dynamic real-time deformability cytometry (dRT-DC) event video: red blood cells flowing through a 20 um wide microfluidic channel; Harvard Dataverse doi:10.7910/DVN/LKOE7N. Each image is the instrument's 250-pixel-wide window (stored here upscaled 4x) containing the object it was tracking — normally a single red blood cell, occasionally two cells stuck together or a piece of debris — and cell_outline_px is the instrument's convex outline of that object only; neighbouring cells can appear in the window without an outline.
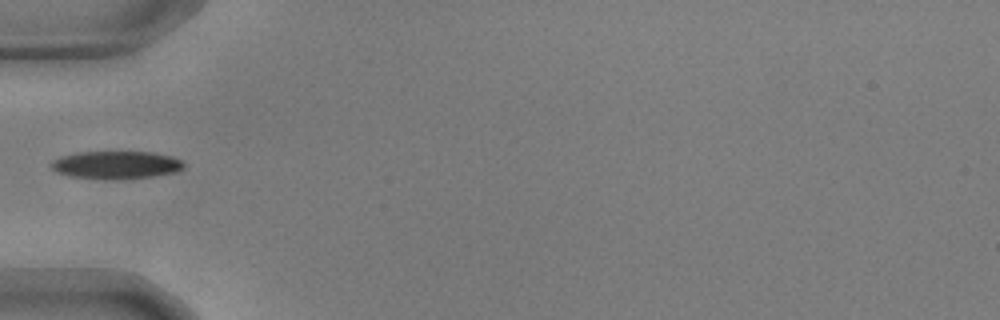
{"species": "common noctule bat (a hibernating species)", "species_latin": "Nyctalus noctula", "temperature_condition": "warm", "stored_images_in_passage": 38, "camera_frame_rate_fps": 3000, "um_per_image_px": 0.085, "animal": {"sex": "male", "body_mass_g": 17.9, "forearm_length_mm": 54.2}, "frame": {"image": 1, "passage_image": 1, "time_ms": 0.0, "image_size_px": [1000, 320], "cell_outline_px": [[184, 168], [176, 172], [152, 176], [112, 180], [68, 176], [56, 172], [52, 168], [52, 160], [60, 156], [76, 152], [152, 152], [172, 156], [184, 160]], "centroid_in_image_um": [9.88, 14.02], "position_along_channel_um": 75.1, "area_um2": 21.68}}
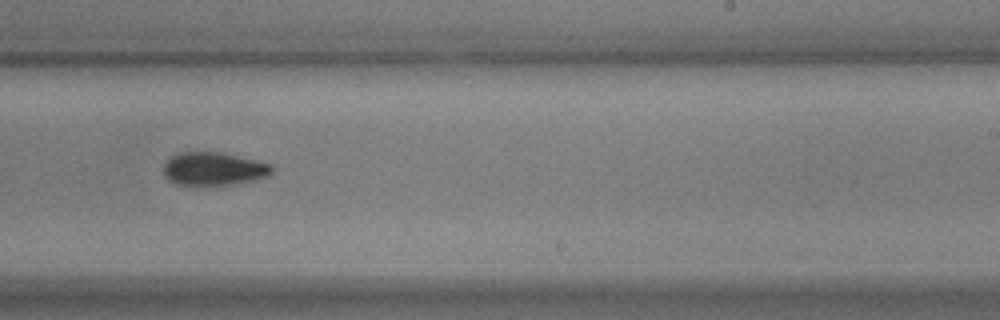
{"frame": {"image": 2, "passage_image": 17, "time_ms": 5.333, "image_size_px": [1000, 320], "cell_outline_px": [[272, 172], [268, 176], [252, 180], [232, 184], [176, 184], [168, 180], [164, 176], [164, 164], [172, 156], [180, 152], [220, 152], [272, 164]], "centroid_in_image_um": [18.15, 14.34], "position_along_channel_um": 270.9, "area_um2": 20.58}}
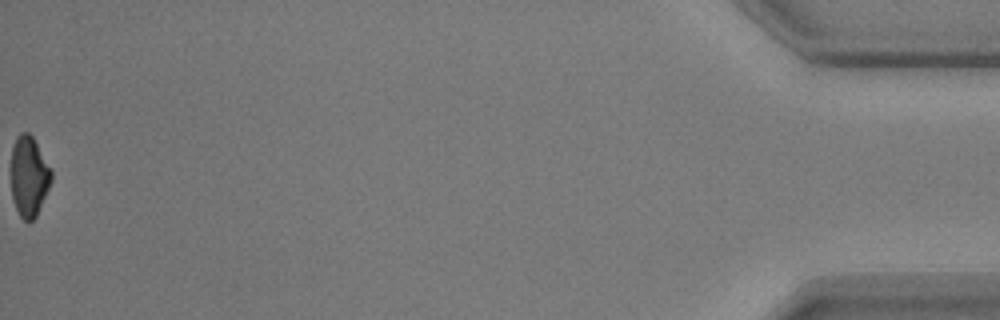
{"frame": {"image": 3, "passage_image": 38, "time_ms": 12.333, "image_size_px": [1000, 320], "cell_outline_px": [[52, 180], [36, 216], [32, 220], [24, 220], [20, 216], [12, 200], [12, 148], [16, 136], [20, 132], [28, 132], [32, 136], [52, 172]], "centroid_in_image_um": [2.45, 14.98], "position_along_channel_um": 432.7, "area_um2": 18.5}}